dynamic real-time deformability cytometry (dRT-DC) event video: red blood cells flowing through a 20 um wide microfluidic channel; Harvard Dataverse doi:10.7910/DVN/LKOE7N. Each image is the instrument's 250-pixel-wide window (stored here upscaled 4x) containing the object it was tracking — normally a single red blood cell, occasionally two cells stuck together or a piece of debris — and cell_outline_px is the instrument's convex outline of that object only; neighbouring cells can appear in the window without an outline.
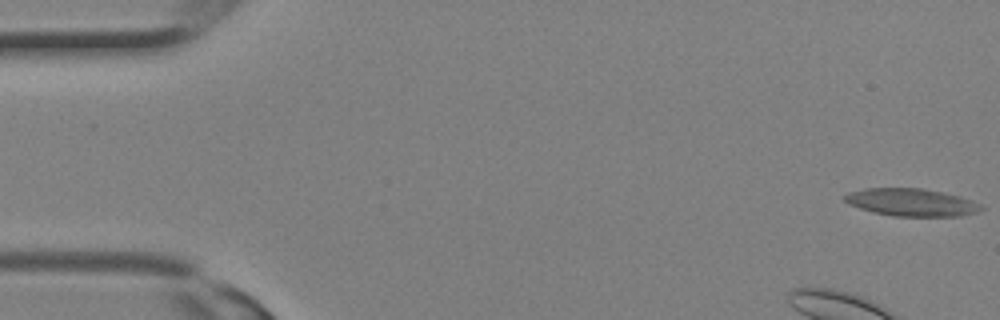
{"species": "Egyptian fruit bat (a non-hibernating species)", "species_latin": "Rousettus aegyptiacus", "temperature_condition": "room temperature", "stored_images_in_passage": 31, "camera_frame_rate_fps": 3000, "um_per_image_px": 0.085, "animal": {"sex": "female"}, "frame": {"image": 1, "passage_image": 1, "time_ms": 0.0, "image_size_px": [1000, 320], "cell_outline_px": [[984, 208], [976, 212], [960, 216], [892, 216], [872, 212], [848, 204], [844, 200], [844, 196], [848, 192], [864, 188], [924, 188], [960, 196], [972, 200], [980, 204]], "centroid_in_image_um": [77.45, 17.19], "position_along_channel_um": 7.5, "area_um2": 22.02}}